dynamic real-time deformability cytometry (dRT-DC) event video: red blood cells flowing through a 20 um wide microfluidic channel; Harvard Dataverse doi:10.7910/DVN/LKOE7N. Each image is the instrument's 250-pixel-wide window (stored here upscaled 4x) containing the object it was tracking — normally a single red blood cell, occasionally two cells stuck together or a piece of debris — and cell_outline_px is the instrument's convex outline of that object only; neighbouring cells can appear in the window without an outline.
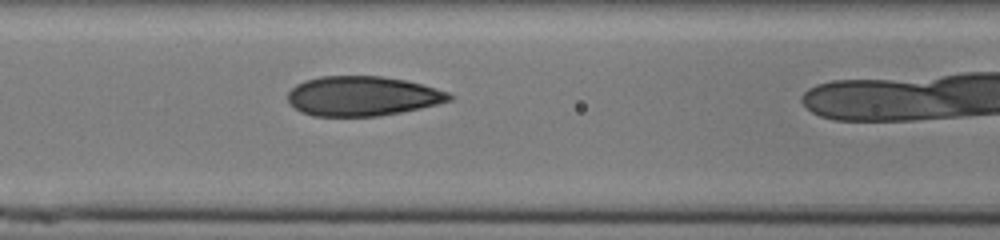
{"species": "human", "species_latin": "Homo sapiens", "temperature_condition": "cold", "stored_images_in_passage": 38, "camera_frame_rate_fps": 3000, "um_per_image_px": 0.085, "donor": {"sex": "male"}, "frame": {"image": 1, "passage_image": 17, "time_ms": 5.333, "image_size_px": [1000, 240], "cell_outline_px": [[452, 100], [420, 108], [380, 116], [312, 116], [300, 112], [288, 100], [288, 92], [296, 84], [304, 80], [320, 76], [380, 76], [404, 80], [436, 88], [448, 92], [452, 96]], "centroid_in_image_um": [30.78, 8.17], "position_along_channel_um": 135.8, "area_um2": 37.22}}
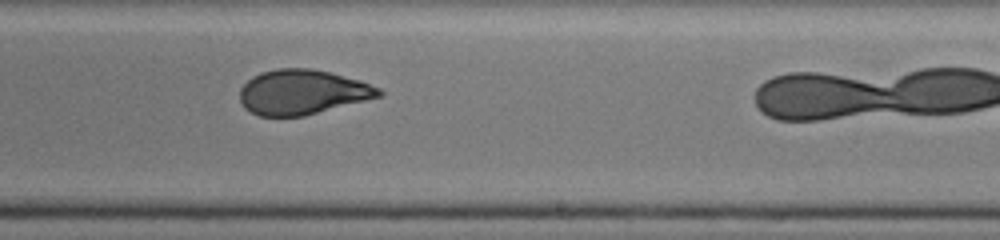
{"frame": {"image": 2, "passage_image": 27, "time_ms": 8.667, "image_size_px": [1000, 240], "cell_outline_px": [[384, 92], [380, 96], [304, 116], [260, 116], [244, 108], [240, 100], [240, 88], [252, 76], [260, 72], [276, 68], [312, 68], [360, 80], [380, 88]], "centroid_in_image_um": [25.67, 7.82], "position_along_channel_um": 263.3, "area_um2": 36.18}}
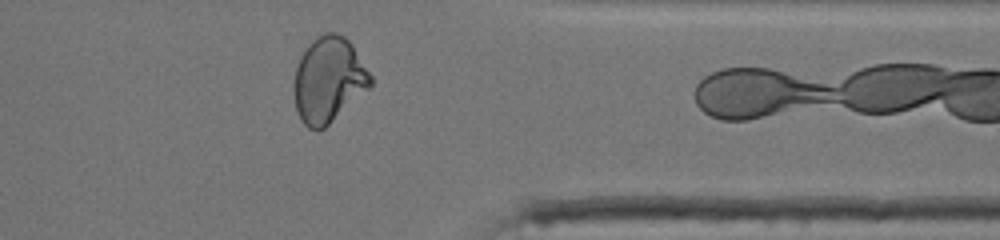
{"frame": {"image": 3, "passage_image": 37, "time_ms": 12.0, "image_size_px": [1000, 240], "cell_outline_px": [[372, 84], [368, 88], [324, 128], [308, 128], [300, 120], [296, 112], [292, 92], [292, 84], [296, 68], [300, 56], [308, 44], [316, 36], [324, 32], [336, 32], [344, 36], [352, 44], [372, 76]], "centroid_in_image_um": [27.88, 6.76], "position_along_channel_um": 383.5, "area_um2": 38.21}}